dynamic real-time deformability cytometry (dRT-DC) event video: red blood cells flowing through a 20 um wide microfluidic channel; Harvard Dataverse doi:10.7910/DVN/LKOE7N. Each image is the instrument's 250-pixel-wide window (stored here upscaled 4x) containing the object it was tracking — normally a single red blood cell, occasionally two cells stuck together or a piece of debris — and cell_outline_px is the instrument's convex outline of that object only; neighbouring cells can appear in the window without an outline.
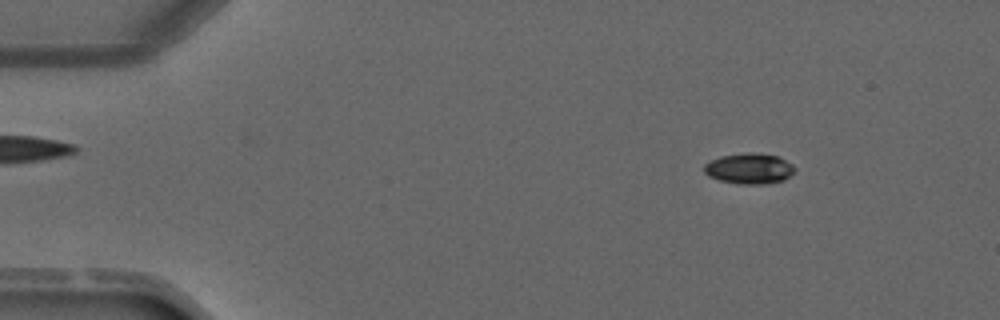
{"species": "common noctule bat (a hibernating species)", "species_latin": "Nyctalus noctula", "temperature_condition": "warm", "stored_images_in_passage": 3, "segment_of_instrument_passage": [1, 2], "camera_frame_rate_fps": 3000, "um_per_image_px": 0.085, "animal": {"sex": "male", "forearm_length_mm": 52.5}, "frame": {"image": 1, "passage_image": 1, "time_ms": 0.0, "image_size_px": [1000, 320], "cell_outline_px": [[796, 168], [784, 180], [768, 184], [736, 184], [720, 180], [708, 176], [704, 172], [704, 164], [720, 156], [748, 152], [756, 152], [776, 156], [792, 164]], "centroid_in_image_um": [63.67, 14.33], "position_along_channel_um": 21.3, "area_um2": 16.18}}
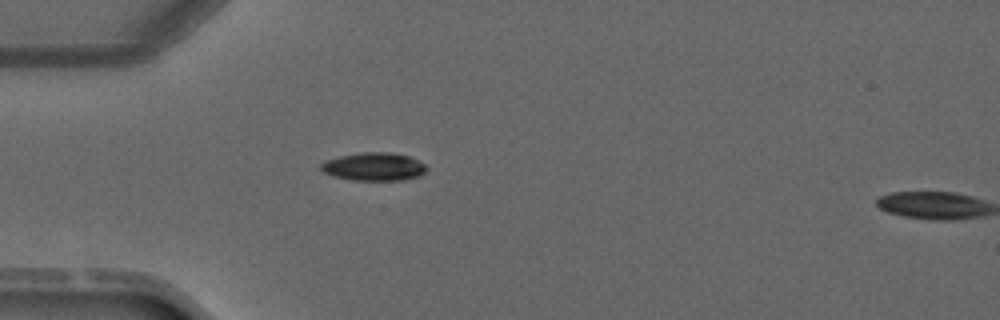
{"frame": {"image": 2, "passage_image": 2, "time_ms": 2.333, "image_size_px": [1000, 320], "cell_outline_px": [[428, 168], [420, 176], [408, 180], [352, 180], [332, 176], [324, 172], [320, 168], [320, 164], [324, 160], [340, 156], [360, 152], [388, 152], [408, 156], [424, 164]], "centroid_in_image_um": [31.76, 14.17], "position_along_channel_um": 53.2, "area_um2": 17.4}}